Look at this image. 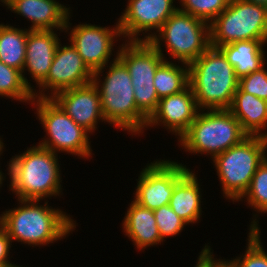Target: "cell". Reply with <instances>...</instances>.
Wrapping results in <instances>:
<instances>
[{
  "instance_id": "52a82bcc",
  "label": "cell",
  "mask_w": 267,
  "mask_h": 267,
  "mask_svg": "<svg viewBox=\"0 0 267 267\" xmlns=\"http://www.w3.org/2000/svg\"><path fill=\"white\" fill-rule=\"evenodd\" d=\"M265 160L263 136H248L212 161L223 198L237 202L248 189L256 169Z\"/></svg>"
},
{
  "instance_id": "4dcf8cb0",
  "label": "cell",
  "mask_w": 267,
  "mask_h": 267,
  "mask_svg": "<svg viewBox=\"0 0 267 267\" xmlns=\"http://www.w3.org/2000/svg\"><path fill=\"white\" fill-rule=\"evenodd\" d=\"M212 251V252H211ZM196 261V266L194 267H219L224 261L223 259L215 258L213 255V250L208 244H205V247L201 250Z\"/></svg>"
},
{
  "instance_id": "7402d4cb",
  "label": "cell",
  "mask_w": 267,
  "mask_h": 267,
  "mask_svg": "<svg viewBox=\"0 0 267 267\" xmlns=\"http://www.w3.org/2000/svg\"><path fill=\"white\" fill-rule=\"evenodd\" d=\"M267 39L242 40L220 46L228 62L234 67L238 78L258 71L266 65Z\"/></svg>"
},
{
  "instance_id": "d6986e66",
  "label": "cell",
  "mask_w": 267,
  "mask_h": 267,
  "mask_svg": "<svg viewBox=\"0 0 267 267\" xmlns=\"http://www.w3.org/2000/svg\"><path fill=\"white\" fill-rule=\"evenodd\" d=\"M122 221L125 236L141 251L165 242L161 239L153 210L131 201Z\"/></svg>"
},
{
  "instance_id": "ba28073f",
  "label": "cell",
  "mask_w": 267,
  "mask_h": 267,
  "mask_svg": "<svg viewBox=\"0 0 267 267\" xmlns=\"http://www.w3.org/2000/svg\"><path fill=\"white\" fill-rule=\"evenodd\" d=\"M37 119L46 136L37 144L54 153L71 154L77 158L92 159L89 132L77 125L52 98H34Z\"/></svg>"
},
{
  "instance_id": "1f68e13d",
  "label": "cell",
  "mask_w": 267,
  "mask_h": 267,
  "mask_svg": "<svg viewBox=\"0 0 267 267\" xmlns=\"http://www.w3.org/2000/svg\"><path fill=\"white\" fill-rule=\"evenodd\" d=\"M11 240L7 233L0 226V265H12L10 261Z\"/></svg>"
},
{
  "instance_id": "603a6c76",
  "label": "cell",
  "mask_w": 267,
  "mask_h": 267,
  "mask_svg": "<svg viewBox=\"0 0 267 267\" xmlns=\"http://www.w3.org/2000/svg\"><path fill=\"white\" fill-rule=\"evenodd\" d=\"M29 29L0 23V61L22 72Z\"/></svg>"
},
{
  "instance_id": "d6a6232c",
  "label": "cell",
  "mask_w": 267,
  "mask_h": 267,
  "mask_svg": "<svg viewBox=\"0 0 267 267\" xmlns=\"http://www.w3.org/2000/svg\"><path fill=\"white\" fill-rule=\"evenodd\" d=\"M243 1L267 7V0H243Z\"/></svg>"
},
{
  "instance_id": "4316f807",
  "label": "cell",
  "mask_w": 267,
  "mask_h": 267,
  "mask_svg": "<svg viewBox=\"0 0 267 267\" xmlns=\"http://www.w3.org/2000/svg\"><path fill=\"white\" fill-rule=\"evenodd\" d=\"M261 229L249 230L245 254L226 260L231 267H267V251L261 243Z\"/></svg>"
},
{
  "instance_id": "44dd1931",
  "label": "cell",
  "mask_w": 267,
  "mask_h": 267,
  "mask_svg": "<svg viewBox=\"0 0 267 267\" xmlns=\"http://www.w3.org/2000/svg\"><path fill=\"white\" fill-rule=\"evenodd\" d=\"M194 171L189 170L176 184L169 206L188 225L201 219L203 205L201 185ZM202 203V204H201Z\"/></svg>"
},
{
  "instance_id": "5b68a950",
  "label": "cell",
  "mask_w": 267,
  "mask_h": 267,
  "mask_svg": "<svg viewBox=\"0 0 267 267\" xmlns=\"http://www.w3.org/2000/svg\"><path fill=\"white\" fill-rule=\"evenodd\" d=\"M248 136L228 109L199 110L188 130L179 138L178 145L186 153L209 155L213 160Z\"/></svg>"
},
{
  "instance_id": "ffe728a7",
  "label": "cell",
  "mask_w": 267,
  "mask_h": 267,
  "mask_svg": "<svg viewBox=\"0 0 267 267\" xmlns=\"http://www.w3.org/2000/svg\"><path fill=\"white\" fill-rule=\"evenodd\" d=\"M228 110L249 136L267 135V101L243 92L239 87Z\"/></svg>"
},
{
  "instance_id": "3957f363",
  "label": "cell",
  "mask_w": 267,
  "mask_h": 267,
  "mask_svg": "<svg viewBox=\"0 0 267 267\" xmlns=\"http://www.w3.org/2000/svg\"><path fill=\"white\" fill-rule=\"evenodd\" d=\"M105 69L108 71L103 76ZM100 77L104 78L103 81ZM131 81L126 66L118 58L95 71L92 78L99 92L105 123L127 131L132 136H140L146 130L148 119L137 109Z\"/></svg>"
},
{
  "instance_id": "6da1fadb",
  "label": "cell",
  "mask_w": 267,
  "mask_h": 267,
  "mask_svg": "<svg viewBox=\"0 0 267 267\" xmlns=\"http://www.w3.org/2000/svg\"><path fill=\"white\" fill-rule=\"evenodd\" d=\"M17 207L7 209L0 215V226L14 241L35 246H49L58 240L65 239L72 233L77 224L70 215L60 208L49 206L48 200H21Z\"/></svg>"
},
{
  "instance_id": "e575fe53",
  "label": "cell",
  "mask_w": 267,
  "mask_h": 267,
  "mask_svg": "<svg viewBox=\"0 0 267 267\" xmlns=\"http://www.w3.org/2000/svg\"><path fill=\"white\" fill-rule=\"evenodd\" d=\"M13 1H15V0H0V2L3 3V4H4L3 6L6 7V8H7ZM1 3H0V4H1Z\"/></svg>"
},
{
  "instance_id": "30bf717a",
  "label": "cell",
  "mask_w": 267,
  "mask_h": 267,
  "mask_svg": "<svg viewBox=\"0 0 267 267\" xmlns=\"http://www.w3.org/2000/svg\"><path fill=\"white\" fill-rule=\"evenodd\" d=\"M210 46L231 44L242 40L267 39V7L230 0L210 24Z\"/></svg>"
},
{
  "instance_id": "8992f818",
  "label": "cell",
  "mask_w": 267,
  "mask_h": 267,
  "mask_svg": "<svg viewBox=\"0 0 267 267\" xmlns=\"http://www.w3.org/2000/svg\"><path fill=\"white\" fill-rule=\"evenodd\" d=\"M149 42L165 60L163 43L169 58L189 65L210 47L209 23L177 9Z\"/></svg>"
},
{
  "instance_id": "d590c367",
  "label": "cell",
  "mask_w": 267,
  "mask_h": 267,
  "mask_svg": "<svg viewBox=\"0 0 267 267\" xmlns=\"http://www.w3.org/2000/svg\"><path fill=\"white\" fill-rule=\"evenodd\" d=\"M1 158V157H0ZM6 179V176H4V173L0 169V188L2 187L3 181Z\"/></svg>"
},
{
  "instance_id": "f1b7e54d",
  "label": "cell",
  "mask_w": 267,
  "mask_h": 267,
  "mask_svg": "<svg viewBox=\"0 0 267 267\" xmlns=\"http://www.w3.org/2000/svg\"><path fill=\"white\" fill-rule=\"evenodd\" d=\"M153 213L160 237L163 241H165V238L179 235L184 227L188 225L172 210L169 204L159 207Z\"/></svg>"
},
{
  "instance_id": "e0dca14e",
  "label": "cell",
  "mask_w": 267,
  "mask_h": 267,
  "mask_svg": "<svg viewBox=\"0 0 267 267\" xmlns=\"http://www.w3.org/2000/svg\"><path fill=\"white\" fill-rule=\"evenodd\" d=\"M57 31L64 30H29L26 41V58L22 70V76L25 84L34 91V86L25 77L30 75L35 84L38 86L48 76L49 69L52 65L57 46L60 43Z\"/></svg>"
},
{
  "instance_id": "9c48e42d",
  "label": "cell",
  "mask_w": 267,
  "mask_h": 267,
  "mask_svg": "<svg viewBox=\"0 0 267 267\" xmlns=\"http://www.w3.org/2000/svg\"><path fill=\"white\" fill-rule=\"evenodd\" d=\"M124 42L118 46L117 58L131 76L137 109L149 119L159 103L154 87L155 71L165 59L149 41Z\"/></svg>"
},
{
  "instance_id": "9a60e30c",
  "label": "cell",
  "mask_w": 267,
  "mask_h": 267,
  "mask_svg": "<svg viewBox=\"0 0 267 267\" xmlns=\"http://www.w3.org/2000/svg\"><path fill=\"white\" fill-rule=\"evenodd\" d=\"M198 112L192 88L188 86L178 94L159 99L157 109L148 119L145 128L163 126L167 131L173 132L172 134L179 140L195 120Z\"/></svg>"
},
{
  "instance_id": "277c9868",
  "label": "cell",
  "mask_w": 267,
  "mask_h": 267,
  "mask_svg": "<svg viewBox=\"0 0 267 267\" xmlns=\"http://www.w3.org/2000/svg\"><path fill=\"white\" fill-rule=\"evenodd\" d=\"M189 67V86L199 110L228 109L239 78L223 52L210 46Z\"/></svg>"
},
{
  "instance_id": "74e56055",
  "label": "cell",
  "mask_w": 267,
  "mask_h": 267,
  "mask_svg": "<svg viewBox=\"0 0 267 267\" xmlns=\"http://www.w3.org/2000/svg\"><path fill=\"white\" fill-rule=\"evenodd\" d=\"M219 267H231V266L228 264V262L225 259V261Z\"/></svg>"
},
{
  "instance_id": "7a4b0ae2",
  "label": "cell",
  "mask_w": 267,
  "mask_h": 267,
  "mask_svg": "<svg viewBox=\"0 0 267 267\" xmlns=\"http://www.w3.org/2000/svg\"><path fill=\"white\" fill-rule=\"evenodd\" d=\"M58 154L33 145L7 162L9 191L21 200H46L63 194ZM14 192V193H13Z\"/></svg>"
},
{
  "instance_id": "f546056e",
  "label": "cell",
  "mask_w": 267,
  "mask_h": 267,
  "mask_svg": "<svg viewBox=\"0 0 267 267\" xmlns=\"http://www.w3.org/2000/svg\"><path fill=\"white\" fill-rule=\"evenodd\" d=\"M238 87L243 92L267 101V69L265 65L258 71L239 78Z\"/></svg>"
},
{
  "instance_id": "2e32d148",
  "label": "cell",
  "mask_w": 267,
  "mask_h": 267,
  "mask_svg": "<svg viewBox=\"0 0 267 267\" xmlns=\"http://www.w3.org/2000/svg\"><path fill=\"white\" fill-rule=\"evenodd\" d=\"M52 99L90 135H93L100 121L105 123L99 92L92 82L84 86L63 90Z\"/></svg>"
},
{
  "instance_id": "83f0119b",
  "label": "cell",
  "mask_w": 267,
  "mask_h": 267,
  "mask_svg": "<svg viewBox=\"0 0 267 267\" xmlns=\"http://www.w3.org/2000/svg\"><path fill=\"white\" fill-rule=\"evenodd\" d=\"M180 1V2H179ZM230 0H178L179 10L209 24L227 8Z\"/></svg>"
},
{
  "instance_id": "f35d334b",
  "label": "cell",
  "mask_w": 267,
  "mask_h": 267,
  "mask_svg": "<svg viewBox=\"0 0 267 267\" xmlns=\"http://www.w3.org/2000/svg\"><path fill=\"white\" fill-rule=\"evenodd\" d=\"M8 267H22L20 264L19 265H17V263L15 264H12V265H9ZM25 267V266H24Z\"/></svg>"
},
{
  "instance_id": "ac0fdd59",
  "label": "cell",
  "mask_w": 267,
  "mask_h": 267,
  "mask_svg": "<svg viewBox=\"0 0 267 267\" xmlns=\"http://www.w3.org/2000/svg\"><path fill=\"white\" fill-rule=\"evenodd\" d=\"M31 22L29 30H65L71 8L57 0H15L7 8Z\"/></svg>"
},
{
  "instance_id": "484cf974",
  "label": "cell",
  "mask_w": 267,
  "mask_h": 267,
  "mask_svg": "<svg viewBox=\"0 0 267 267\" xmlns=\"http://www.w3.org/2000/svg\"><path fill=\"white\" fill-rule=\"evenodd\" d=\"M0 96L19 102L32 103L33 91L25 84L22 72L0 61Z\"/></svg>"
},
{
  "instance_id": "7c38bea8",
  "label": "cell",
  "mask_w": 267,
  "mask_h": 267,
  "mask_svg": "<svg viewBox=\"0 0 267 267\" xmlns=\"http://www.w3.org/2000/svg\"><path fill=\"white\" fill-rule=\"evenodd\" d=\"M186 165L171 160H154L140 172L134 201L150 210L169 204L175 184L189 171Z\"/></svg>"
},
{
  "instance_id": "8fae6325",
  "label": "cell",
  "mask_w": 267,
  "mask_h": 267,
  "mask_svg": "<svg viewBox=\"0 0 267 267\" xmlns=\"http://www.w3.org/2000/svg\"><path fill=\"white\" fill-rule=\"evenodd\" d=\"M70 17H72L71 14L68 16L64 32L69 33V42L93 73L117 59L118 50L116 54L114 53L115 58L110 61L116 41L122 38L118 18L114 27H101L91 23H80L72 27Z\"/></svg>"
},
{
  "instance_id": "5bb4252c",
  "label": "cell",
  "mask_w": 267,
  "mask_h": 267,
  "mask_svg": "<svg viewBox=\"0 0 267 267\" xmlns=\"http://www.w3.org/2000/svg\"><path fill=\"white\" fill-rule=\"evenodd\" d=\"M61 41L46 79L33 91L34 98H53L57 93L92 82L93 72L84 63L76 48ZM39 91V92H38ZM47 91V93H45ZM50 92V93H49Z\"/></svg>"
},
{
  "instance_id": "ab89813d",
  "label": "cell",
  "mask_w": 267,
  "mask_h": 267,
  "mask_svg": "<svg viewBox=\"0 0 267 267\" xmlns=\"http://www.w3.org/2000/svg\"><path fill=\"white\" fill-rule=\"evenodd\" d=\"M9 265H0V267H8Z\"/></svg>"
},
{
  "instance_id": "836d02e7",
  "label": "cell",
  "mask_w": 267,
  "mask_h": 267,
  "mask_svg": "<svg viewBox=\"0 0 267 267\" xmlns=\"http://www.w3.org/2000/svg\"><path fill=\"white\" fill-rule=\"evenodd\" d=\"M263 142L265 147V160L267 161V135L263 136Z\"/></svg>"
},
{
  "instance_id": "4fadbf2b",
  "label": "cell",
  "mask_w": 267,
  "mask_h": 267,
  "mask_svg": "<svg viewBox=\"0 0 267 267\" xmlns=\"http://www.w3.org/2000/svg\"><path fill=\"white\" fill-rule=\"evenodd\" d=\"M175 1L128 0L124 12H121L118 19L122 40L150 41L164 22L178 9V5L177 7L174 5ZM141 33L144 38L139 37Z\"/></svg>"
},
{
  "instance_id": "8d00e7d4",
  "label": "cell",
  "mask_w": 267,
  "mask_h": 267,
  "mask_svg": "<svg viewBox=\"0 0 267 267\" xmlns=\"http://www.w3.org/2000/svg\"><path fill=\"white\" fill-rule=\"evenodd\" d=\"M3 149H5L4 148V142H3V138H1V136H0V156H2Z\"/></svg>"
},
{
  "instance_id": "cb8c5ba5",
  "label": "cell",
  "mask_w": 267,
  "mask_h": 267,
  "mask_svg": "<svg viewBox=\"0 0 267 267\" xmlns=\"http://www.w3.org/2000/svg\"><path fill=\"white\" fill-rule=\"evenodd\" d=\"M164 60L155 71L154 87L159 99L178 94L189 86V67ZM183 66V67H182Z\"/></svg>"
},
{
  "instance_id": "d4e9b609",
  "label": "cell",
  "mask_w": 267,
  "mask_h": 267,
  "mask_svg": "<svg viewBox=\"0 0 267 267\" xmlns=\"http://www.w3.org/2000/svg\"><path fill=\"white\" fill-rule=\"evenodd\" d=\"M244 198V199H243ZM246 201L248 207L252 208L256 214L253 213V221L249 225L248 230H260L258 215L267 213V161L264 160L256 169L250 185L244 195L237 201ZM258 213V215H257Z\"/></svg>"
}]
</instances>
